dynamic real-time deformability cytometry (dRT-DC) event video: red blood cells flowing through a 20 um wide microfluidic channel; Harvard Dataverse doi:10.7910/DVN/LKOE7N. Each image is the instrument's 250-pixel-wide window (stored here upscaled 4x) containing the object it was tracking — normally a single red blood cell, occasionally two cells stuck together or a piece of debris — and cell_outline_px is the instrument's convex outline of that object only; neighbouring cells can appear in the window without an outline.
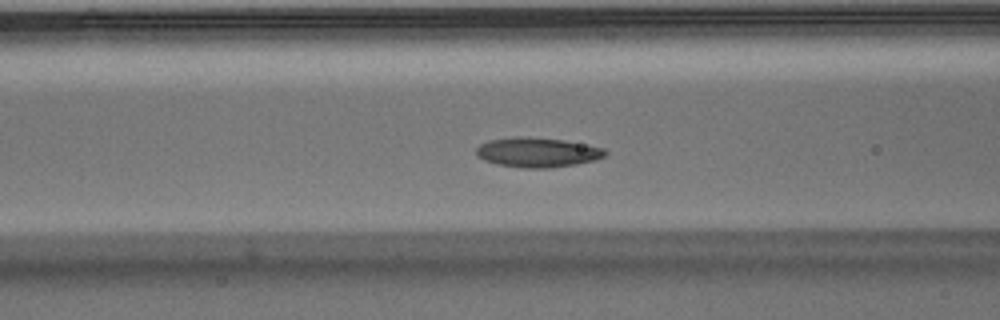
{"species": "Egyptian fruit bat (a non-hibernating species)", "species_latin": "Rousettus aegyptiacus", "temperature_condition": "warm", "stored_images_in_passage": 50, "camera_frame_rate_fps": 3000, "um_per_image_px": 0.085, "animal": {"sex": "male"}, "frame": {"image": 1, "passage_image": 19, "time_ms": 6.0, "image_size_px": [1000, 320], "cell_outline_px": [[608, 152], [604, 156], [596, 160], [576, 164], [548, 168], [524, 168], [496, 164], [484, 160], [476, 156], [476, 148], [480, 144], [488, 140], [512, 136], [528, 136], [564, 140], [604, 148]], "centroid_in_image_um": [45.65, 12.94], "position_along_channel_um": 121.0, "area_um2": 22.54}}
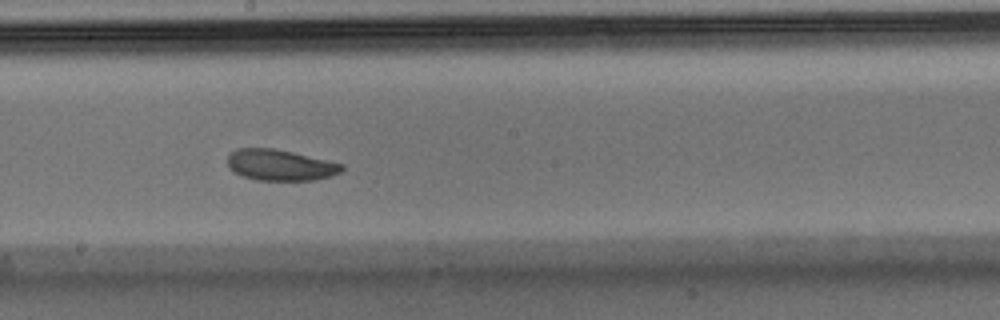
{"frame": {"image": 2, "passage_image": 27, "time_ms": 8.667, "image_size_px": [1000, 320], "cell_outline_px": [[344, 168], [340, 172], [332, 176], [316, 180], [256, 180], [244, 176], [228, 168], [228, 152], [236, 148], [272, 148], [292, 152], [344, 164]], "centroid_in_image_um": [23.81, 14.02], "position_along_channel_um": 224.4, "area_um2": 20.69}}
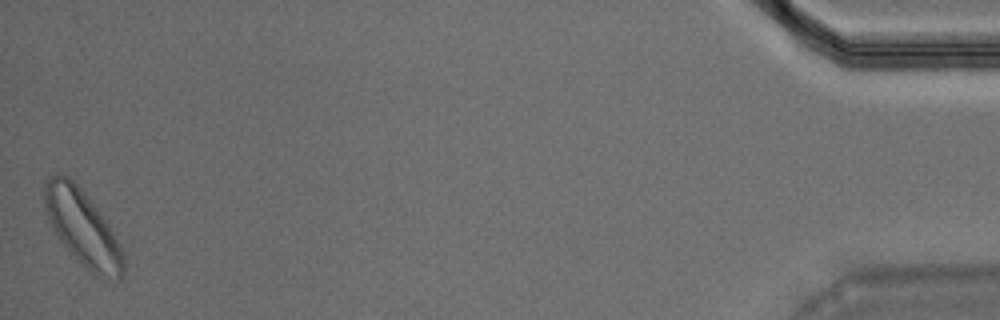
{"frame": {"image": 3, "passage_image": 50, "time_ms": 16.333, "image_size_px": [1000, 320], "cell_outline_px": [[124, 272], [120, 280], [116, 280], [96, 276], [80, 264], [60, 240], [52, 228], [44, 208], [44, 184], [48, 176], [68, 176], [80, 188], [96, 208], [108, 224], [120, 244], [124, 252]], "centroid_in_image_um": [7.03, 19.42], "position_along_channel_um": 428.2, "area_um2": 34.51}, "authors_computed_cell_mechanics": {"area_um2": 21.7328, "velocity_mm_per_s": 3.879, "shape_relaxation_time_tau1_ms": 2.6513, "shape_relaxation_time_tau2_ms": 10.2489, "deformation_change_tau1": 0.0866, "deformation_change_tau2": 0.1697}}